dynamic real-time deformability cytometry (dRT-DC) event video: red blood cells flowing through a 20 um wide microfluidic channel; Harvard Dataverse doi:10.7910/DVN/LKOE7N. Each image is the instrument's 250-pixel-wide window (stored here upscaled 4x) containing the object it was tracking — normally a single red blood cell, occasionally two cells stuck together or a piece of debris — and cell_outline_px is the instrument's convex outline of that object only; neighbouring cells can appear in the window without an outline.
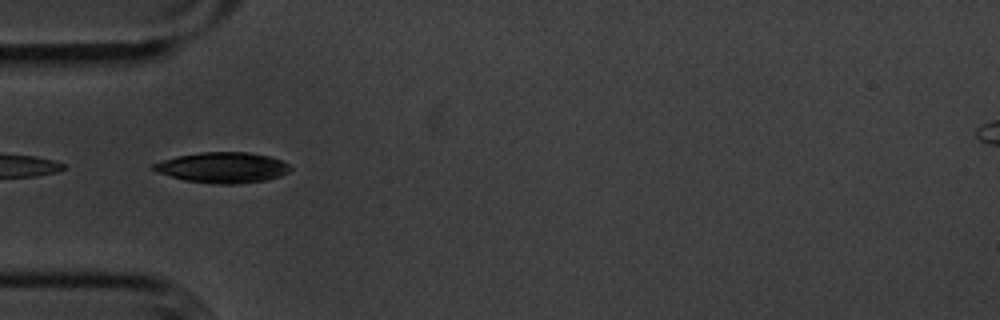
{"species": "common noctule bat (a hibernating species)", "species_latin": "Nyctalus noctula", "temperature_condition": "cold", "stored_images_in_passage": 29, "camera_frame_rate_fps": 3000, "um_per_image_px": 0.085, "animal": {"sex": "male", "body_mass_g": 20.1, "forearm_length_mm": 53.5}, "frame": {"image": 1, "passage_image": 11, "time_ms": 3.333, "image_size_px": [1000, 320], "cell_outline_px": [[292, 168], [288, 172], [280, 176], [268, 180], [236, 184], [216, 184], [184, 180], [156, 172], [152, 168], [152, 164], [160, 160], [176, 156], [200, 152], [248, 152], [268, 156], [284, 160]], "centroid_in_image_um": [18.92, 14.24], "position_along_channel_um": 66.1, "area_um2": 24.62}}
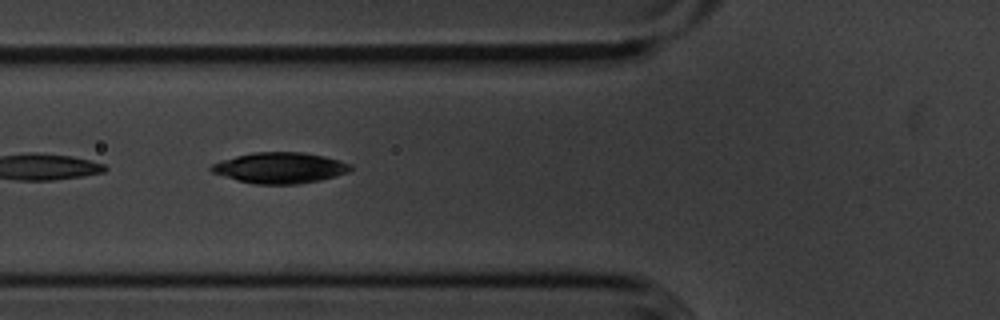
{"frame": {"image": 2, "passage_image": 14, "time_ms": 4.333, "image_size_px": [1000, 320], "cell_outline_px": [[352, 168], [348, 172], [336, 176], [320, 180], [296, 184], [256, 184], [236, 180], [212, 172], [208, 168], [212, 164], [236, 156], [252, 152], [300, 152], [324, 156], [340, 160], [352, 164]], "centroid_in_image_um": [23.81, 14.26], "position_along_channel_um": 102.0, "area_um2": 24.97}}
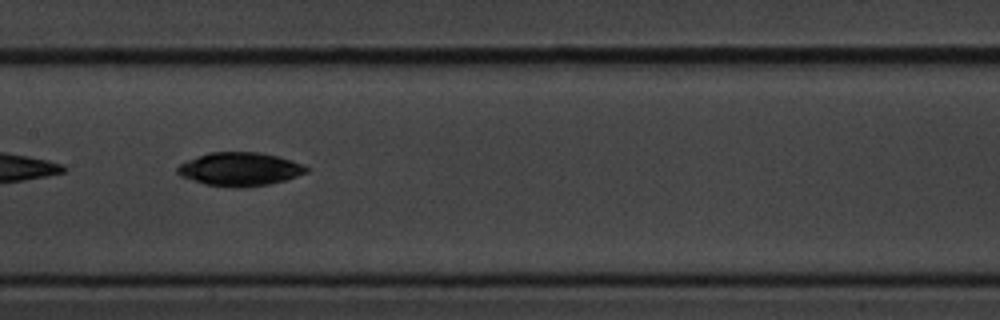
{"frame": {"image": 3, "passage_image": 21, "time_ms": 6.667, "image_size_px": [1000, 320], "cell_outline_px": [[308, 172], [284, 180], [268, 184], [244, 188], [236, 188], [204, 184], [180, 176], [176, 172], [176, 168], [180, 164], [188, 160], [208, 152], [256, 152], [276, 156], [292, 160], [304, 164], [308, 168]], "centroid_in_image_um": [20.37, 14.38], "position_along_channel_um": 187.0, "area_um2": 25.14}}